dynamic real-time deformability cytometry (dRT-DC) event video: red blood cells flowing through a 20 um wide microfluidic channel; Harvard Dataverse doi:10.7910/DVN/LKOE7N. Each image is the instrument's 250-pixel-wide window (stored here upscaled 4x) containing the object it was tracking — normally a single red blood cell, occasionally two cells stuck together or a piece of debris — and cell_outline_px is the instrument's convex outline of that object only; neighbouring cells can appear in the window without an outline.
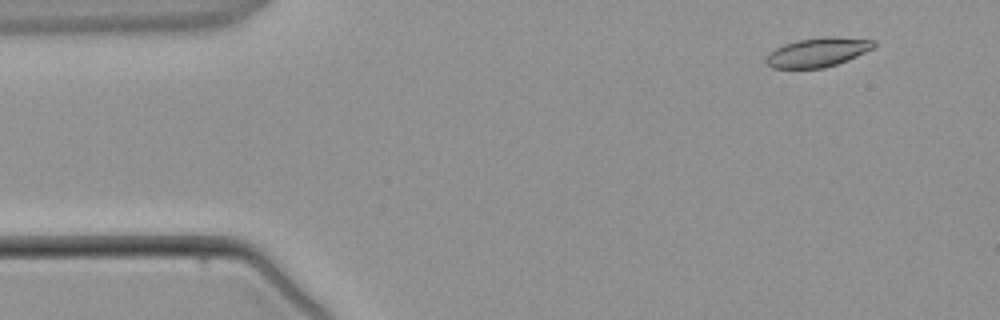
{"species": "common noctule bat (a hibernating species)", "species_latin": "Nyctalus noctula", "temperature_condition": "warm", "stored_images_in_passage": 3, "camera_frame_rate_fps": 3000, "um_per_image_px": 0.085, "animal": {"sex": "male", "body_mass_g": 21.5, "forearm_length_mm": 52.0}, "frame": {"image": 1, "passage_image": 3, "time_ms": 3.333, "image_size_px": [1000, 320], "cell_outline_px": [[876, 44], [872, 48], [848, 60], [824, 68], [772, 68], [764, 60], [764, 56], [768, 52], [784, 44], [796, 40], [824, 36], [832, 36], [876, 40]], "centroid_in_image_um": [69.46, 4.43], "position_along_channel_um": 15.5, "area_um2": 18.44}}